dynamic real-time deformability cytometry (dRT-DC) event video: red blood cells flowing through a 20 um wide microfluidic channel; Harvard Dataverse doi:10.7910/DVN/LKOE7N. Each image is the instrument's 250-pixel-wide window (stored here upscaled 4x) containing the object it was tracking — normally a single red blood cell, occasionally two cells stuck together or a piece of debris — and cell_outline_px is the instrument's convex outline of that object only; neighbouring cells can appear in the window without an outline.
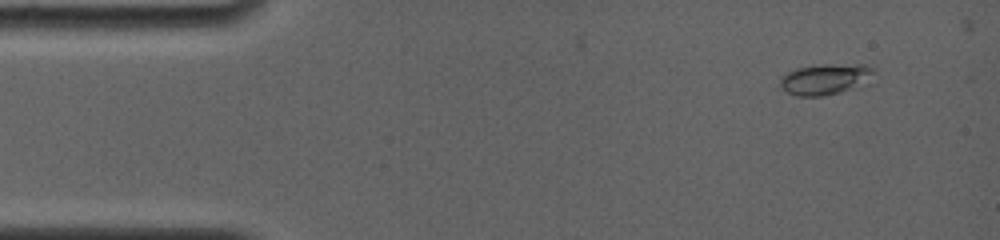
{"species": "common noctule bat (a hibernating species)", "species_latin": "Nyctalus noctula", "temperature_condition": "room temperature", "stored_images_in_passage": 9, "camera_frame_rate_fps": 4000, "um_per_image_px": 0.085, "animal": {"sex": "female", "body_mass_g": 19.0, "forearm_length_mm": 56.7}, "frame": {"image": 1, "passage_image": 1, "time_ms": 0.0, "image_size_px": [1000, 240], "cell_outline_px": [[876, 68], [872, 84], [824, 96], [796, 96], [780, 88], [780, 76], [796, 68], [828, 64], [864, 64]], "centroid_in_image_um": [70.26, 6.73], "position_along_channel_um": 14.7, "area_um2": 17.51}}
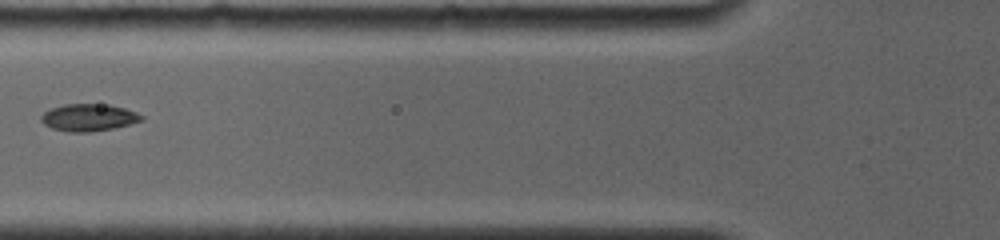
{"frame": {"image": 2, "passage_image": 7, "time_ms": 5.0, "image_size_px": [1000, 240], "cell_outline_px": [[144, 120], [112, 128], [92, 132], [68, 132], [52, 128], [44, 124], [40, 120], [40, 116], [44, 112], [52, 108], [64, 104], [108, 104], [124, 108], [136, 112], [144, 116]], "centroid_in_image_um": [7.52, 9.98], "position_along_channel_um": 118.3, "area_um2": 15.9}}
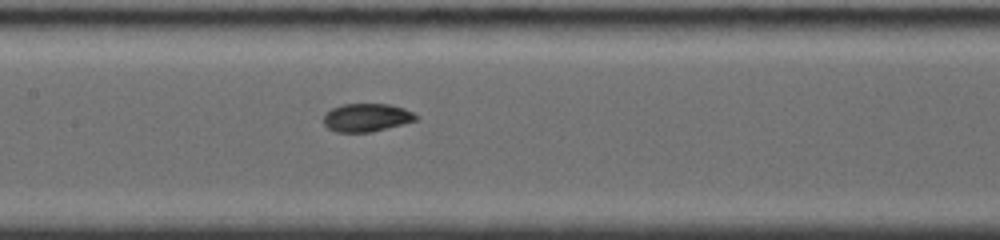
{"frame": {"image": 3, "passage_image": 9, "time_ms": 6.5, "image_size_px": [1000, 240], "cell_outline_px": [[420, 120], [372, 132], [336, 132], [328, 128], [324, 124], [324, 112], [332, 108], [344, 104], [392, 104], [404, 108], [420, 116]], "centroid_in_image_um": [31.21, 9.99], "position_along_channel_um": 176.2, "area_um2": 15.43}}